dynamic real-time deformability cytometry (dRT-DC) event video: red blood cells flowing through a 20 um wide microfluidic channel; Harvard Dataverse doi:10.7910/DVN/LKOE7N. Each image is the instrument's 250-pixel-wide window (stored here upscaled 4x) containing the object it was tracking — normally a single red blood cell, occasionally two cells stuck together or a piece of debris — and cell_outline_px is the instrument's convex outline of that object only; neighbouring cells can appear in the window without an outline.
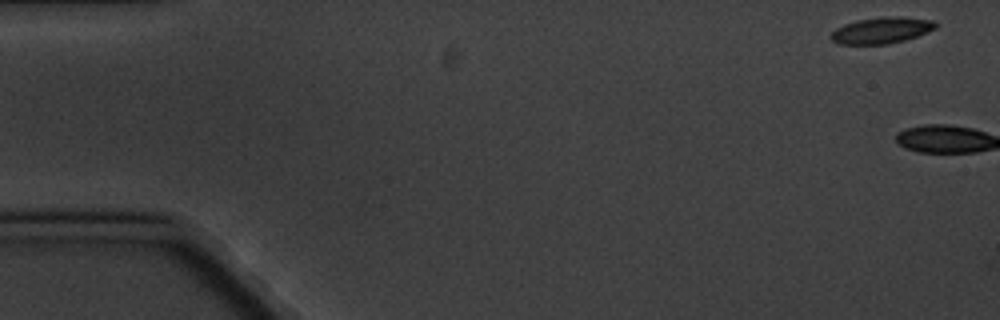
{"species": "common noctule bat (a hibernating species)", "species_latin": "Nyctalus noctula", "temperature_condition": "cold", "stored_images_in_passage": 3, "camera_frame_rate_fps": 3000, "um_per_image_px": 0.085, "animal": {"sex": "male", "body_mass_g": 20.1, "forearm_length_mm": 53.5}, "frame": {"image": 1, "passage_image": 1, "time_ms": 0.0, "image_size_px": [1000, 320], "cell_outline_px": [[936, 28], [928, 32], [904, 40], [888, 44], [840, 44], [832, 40], [828, 36], [836, 28], [844, 24], [856, 20], [888, 16], [900, 16], [932, 20], [936, 24]], "centroid_in_image_um": [74.91, 2.57], "position_along_channel_um": 10.1, "area_um2": 16.01}}